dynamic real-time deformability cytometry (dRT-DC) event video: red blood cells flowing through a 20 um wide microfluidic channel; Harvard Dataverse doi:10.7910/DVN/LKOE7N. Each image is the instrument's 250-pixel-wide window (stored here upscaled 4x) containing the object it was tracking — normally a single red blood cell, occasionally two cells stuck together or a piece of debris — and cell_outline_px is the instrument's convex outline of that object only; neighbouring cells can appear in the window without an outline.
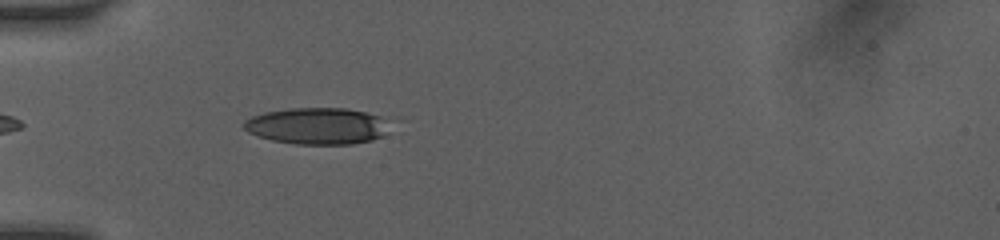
{"species": "human", "species_latin": "Homo sapiens", "temperature_condition": "room temperature", "stored_images_in_passage": 17, "camera_frame_rate_fps": 3000, "um_per_image_px": 0.085, "donor": {"sex": "female"}, "frame": {"image": 1, "passage_image": 4, "time_ms": 1.0, "image_size_px": [1000, 240], "cell_outline_px": [[384, 136], [372, 140], [352, 144], [296, 144], [272, 140], [256, 136], [248, 132], [240, 124], [244, 120], [252, 116], [264, 112], [288, 108], [344, 108], [364, 112], [380, 116]], "centroid_in_image_um": [26.82, 10.71], "position_along_channel_um": 58.2, "area_um2": 30.75}}
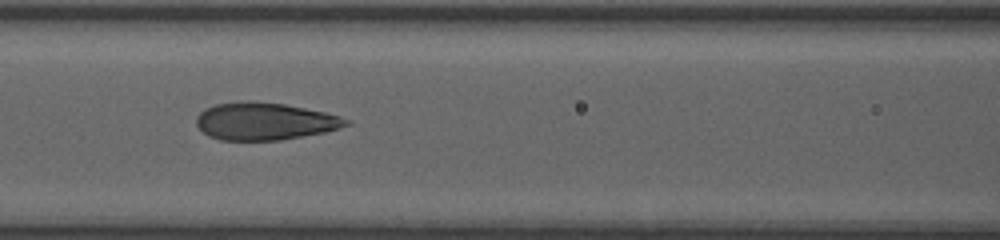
{"frame": {"image": 2, "passage_image": 12, "time_ms": 3.333, "image_size_px": [1000, 240], "cell_outline_px": [[352, 124], [340, 128], [324, 132], [280, 140], [220, 140], [208, 136], [196, 124], [196, 116], [204, 108], [216, 104], [244, 100], [252, 100], [284, 104], [324, 112], [340, 116], [352, 120]], "centroid_in_image_um": [22.5, 10.3], "position_along_channel_um": 144.1, "area_um2": 32.83}}
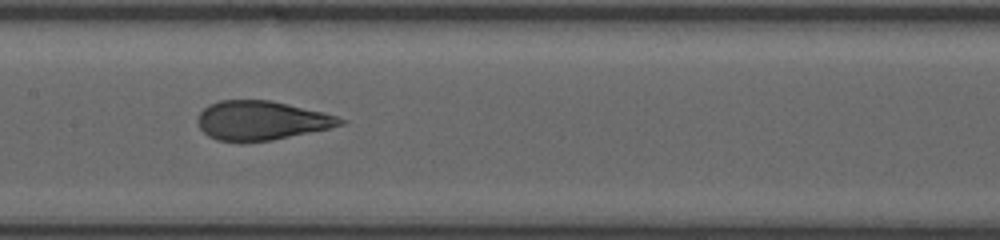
{"frame": {"image": 3, "passage_image": 16, "time_ms": 4.333, "image_size_px": [1000, 240], "cell_outline_px": [[348, 120], [344, 124], [328, 128], [272, 140], [216, 140], [208, 136], [200, 128], [196, 120], [196, 116], [208, 104], [220, 100], [272, 100], [324, 112]], "centroid_in_image_um": [22.21, 10.21], "position_along_channel_um": 185.2, "area_um2": 32.25}}